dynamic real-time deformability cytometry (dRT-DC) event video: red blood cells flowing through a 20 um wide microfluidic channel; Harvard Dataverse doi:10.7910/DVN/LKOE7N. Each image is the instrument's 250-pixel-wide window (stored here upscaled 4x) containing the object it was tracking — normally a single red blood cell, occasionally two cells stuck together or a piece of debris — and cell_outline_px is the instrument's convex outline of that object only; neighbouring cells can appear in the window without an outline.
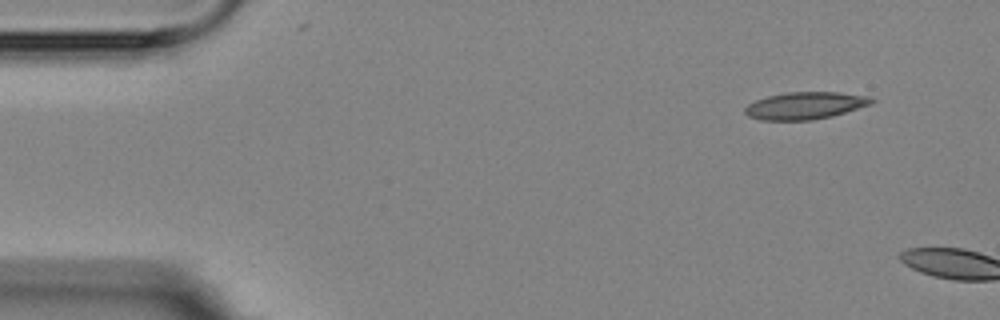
{"species": "Egyptian fruit bat (a non-hibernating species)", "species_latin": "Rousettus aegyptiacus", "temperature_condition": "room temperature", "stored_images_in_passage": 2, "camera_frame_rate_fps": 3000, "um_per_image_px": 0.085, "animal": {"sex": "female"}, "frame": {"image": 1, "passage_image": 1, "time_ms": 0.0, "image_size_px": [1000, 320], "cell_outline_px": [[876, 100], [872, 104], [832, 116], [812, 120], [760, 120], [748, 116], [744, 112], [744, 108], [748, 104], [756, 100], [768, 96], [788, 92], [840, 92], [868, 96]], "centroid_in_image_um": [68.45, 8.97], "position_along_channel_um": 16.6, "area_um2": 20.11}}